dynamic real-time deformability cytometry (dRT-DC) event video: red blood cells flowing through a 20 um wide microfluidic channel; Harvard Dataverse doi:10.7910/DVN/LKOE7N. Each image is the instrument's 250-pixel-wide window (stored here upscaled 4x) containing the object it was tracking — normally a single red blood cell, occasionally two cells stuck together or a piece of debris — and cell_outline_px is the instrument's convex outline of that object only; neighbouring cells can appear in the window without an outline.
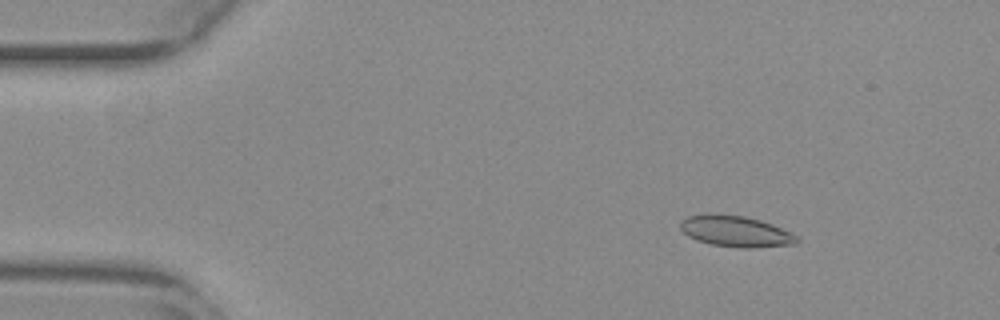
{"species": "common noctule bat (a hibernating species)", "species_latin": "Nyctalus noctula", "temperature_condition": "warm", "stored_images_in_passage": 53, "camera_frame_rate_fps": 3000, "um_per_image_px": 0.085, "animal": {"sex": "female", "body_mass_g": 29.2, "forearm_length_mm": 56.3}, "frame": {"image": 1, "passage_image": 7, "time_ms": 2.0, "image_size_px": [1000, 320], "cell_outline_px": [[800, 240], [796, 244], [752, 248], [740, 248], [712, 244], [696, 240], [688, 236], [680, 228], [680, 220], [688, 216], [704, 212], [712, 212], [744, 216], [760, 220], [772, 224], [792, 232], [800, 236]], "centroid_in_image_um": [62.54, 19.64], "position_along_channel_um": 22.5, "area_um2": 21.62}}
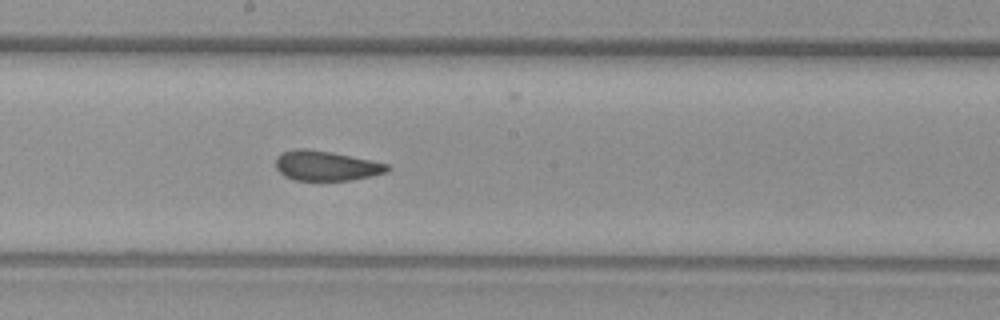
{"frame": {"image": 2, "passage_image": 29, "time_ms": 9.333, "image_size_px": [1000, 320], "cell_outline_px": [[392, 168], [388, 172], [372, 176], [352, 180], [296, 180], [284, 176], [276, 168], [276, 156], [284, 152], [296, 148], [304, 148], [332, 152], [372, 160], [388, 164]], "centroid_in_image_um": [27.75, 14.09], "position_along_channel_um": 220.4, "area_um2": 19.54}}
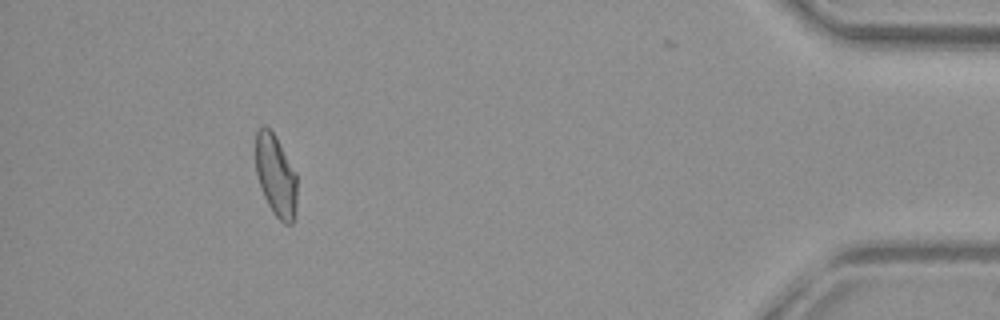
{"frame": {"image": 3, "passage_image": 49, "time_ms": 16.0, "image_size_px": [1000, 320], "cell_outline_px": [[296, 212], [292, 224], [284, 224], [272, 212], [264, 196], [256, 172], [256, 132], [264, 124], [276, 136], [296, 172]], "centroid_in_image_um": [23.45, 14.93], "position_along_channel_um": 411.7, "area_um2": 19.65}, "authors_computed_cell_mechanics": {"area_um2": 20.3456, "velocity_mm_per_s": 3.8331, "shape_relaxation_time_tau1_ms": null, "shape_relaxation_time_tau2_ms": 2.1814, "deformation_change_tau1": null, "deformation_change_tau2": 0.0611}}